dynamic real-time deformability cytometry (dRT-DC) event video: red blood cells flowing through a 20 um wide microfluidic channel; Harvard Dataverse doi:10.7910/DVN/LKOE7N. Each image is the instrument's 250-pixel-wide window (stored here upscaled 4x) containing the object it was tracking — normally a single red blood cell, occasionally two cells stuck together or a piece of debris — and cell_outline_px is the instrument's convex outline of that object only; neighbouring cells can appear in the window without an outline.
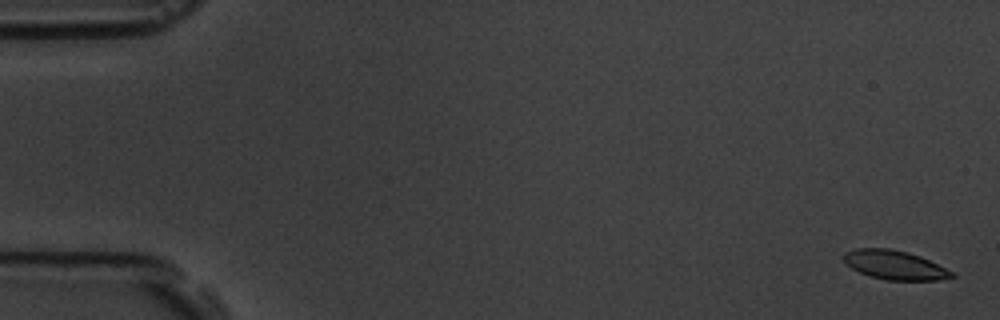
{"species": "common noctule bat (a hibernating species)", "species_latin": "Nyctalus noctula", "temperature_condition": "room temperature", "stored_images_in_passage": 4, "camera_frame_rate_fps": 3000, "um_per_image_px": 0.085, "animal": {"sex": "male", "body_mass_g": 19.5, "forearm_length_mm": 54.6}, "frame": {"image": 1, "passage_image": 1, "time_ms": 0.0, "image_size_px": [1000, 320], "cell_outline_px": [[956, 276], [940, 280], [884, 280], [868, 276], [852, 268], [844, 260], [844, 252], [856, 248], [888, 248], [908, 252], [920, 256], [952, 272]], "centroid_in_image_um": [76.02, 22.52], "position_along_channel_um": 9.0, "area_um2": 18.15}}